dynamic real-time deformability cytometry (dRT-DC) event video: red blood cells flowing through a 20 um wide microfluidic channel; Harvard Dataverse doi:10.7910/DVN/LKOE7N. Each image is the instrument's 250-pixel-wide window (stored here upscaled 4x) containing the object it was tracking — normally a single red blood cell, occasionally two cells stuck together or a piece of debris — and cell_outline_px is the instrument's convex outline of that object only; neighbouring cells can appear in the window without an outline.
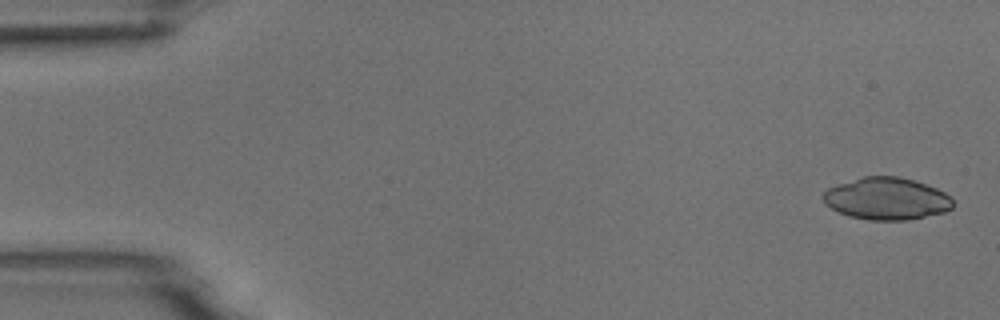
{"species": "common noctule bat (a hibernating species)", "species_latin": "Nyctalus noctula", "temperature_condition": "room temperature", "stored_images_in_passage": 4, "camera_frame_rate_fps": 3000, "um_per_image_px": 0.085, "animal": {"sex": "male", "body_mass_g": 18.8}, "frame": {"image": 1, "passage_image": 1, "time_ms": 0.0, "image_size_px": [1000, 320], "cell_outline_px": [[952, 208], [944, 212], [908, 220], [868, 220], [848, 216], [824, 204], [824, 192], [828, 188], [864, 176], [900, 176], [936, 188], [944, 192], [952, 200]], "centroid_in_image_um": [75.36, 16.89], "position_along_channel_um": 9.6, "area_um2": 31.56}}